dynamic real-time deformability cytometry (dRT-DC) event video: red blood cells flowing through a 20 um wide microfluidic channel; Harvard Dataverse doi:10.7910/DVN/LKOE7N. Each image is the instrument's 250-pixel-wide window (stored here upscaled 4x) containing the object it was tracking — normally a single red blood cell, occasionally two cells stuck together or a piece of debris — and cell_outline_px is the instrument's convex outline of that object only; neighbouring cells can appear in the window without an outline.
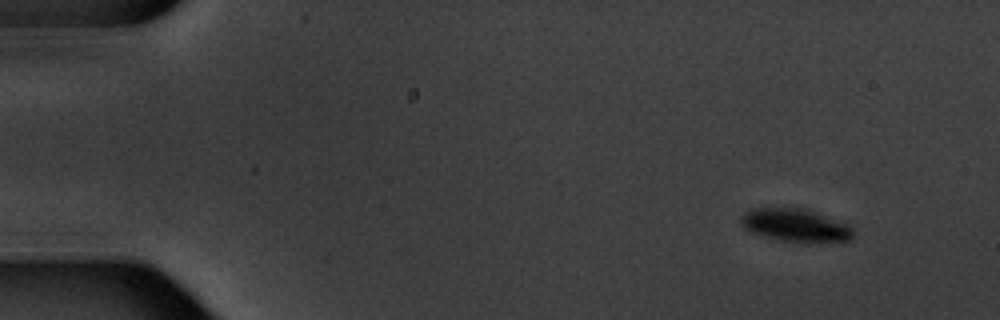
{"species": "common noctule bat (a hibernating species)", "species_latin": "Nyctalus noctula", "temperature_condition": "warm", "stored_images_in_passage": 7, "camera_frame_rate_fps": 3000, "um_per_image_px": 0.085, "animal": {"sex": "male", "body_mass_g": 20.1, "forearm_length_mm": 53.5}, "frame": {"image": 1, "passage_image": 1, "time_ms": 0.0, "image_size_px": [1000, 320], "cell_outline_px": [[852, 236], [848, 240], [780, 240], [764, 236], [752, 232], [744, 228], [740, 220], [740, 216], [744, 212], [752, 208], [808, 208], [848, 224], [852, 228]], "centroid_in_image_um": [67.55, 19.09], "position_along_channel_um": 17.4, "area_um2": 20.92}}
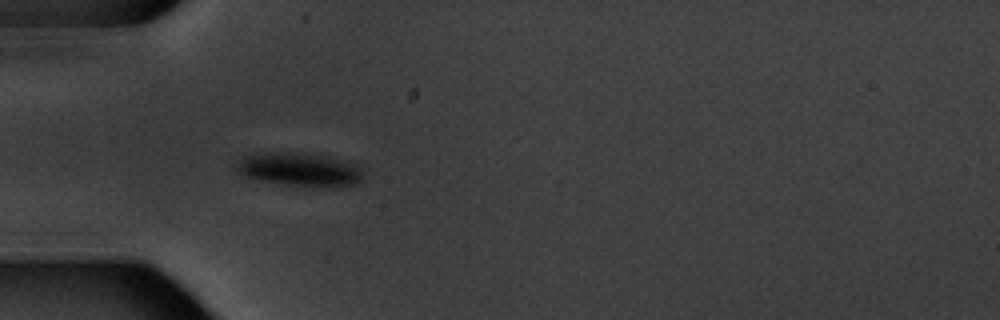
{"frame": {"image": 2, "passage_image": 4, "time_ms": 4.333, "image_size_px": [1000, 320], "cell_outline_px": [[360, 180], [352, 184], [288, 184], [264, 180], [244, 176], [236, 172], [232, 164], [244, 156], [252, 152], [316, 152], [348, 160], [360, 164]], "centroid_in_image_um": [25.36, 14.29], "position_along_channel_um": 59.6, "area_um2": 24.62}}
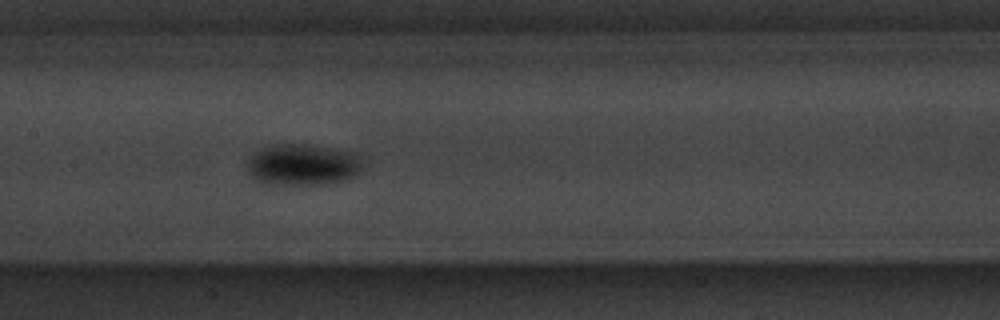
{"frame": {"image": 3, "passage_image": 7, "time_ms": 8.0, "image_size_px": [1000, 320], "cell_outline_px": [[360, 168], [348, 180], [328, 184], [260, 184], [248, 172], [248, 160], [256, 152], [264, 148], [284, 144], [308, 144], [356, 152], [360, 156]], "centroid_in_image_um": [25.74, 14.01], "position_along_channel_um": 181.7, "area_um2": 27.69}}